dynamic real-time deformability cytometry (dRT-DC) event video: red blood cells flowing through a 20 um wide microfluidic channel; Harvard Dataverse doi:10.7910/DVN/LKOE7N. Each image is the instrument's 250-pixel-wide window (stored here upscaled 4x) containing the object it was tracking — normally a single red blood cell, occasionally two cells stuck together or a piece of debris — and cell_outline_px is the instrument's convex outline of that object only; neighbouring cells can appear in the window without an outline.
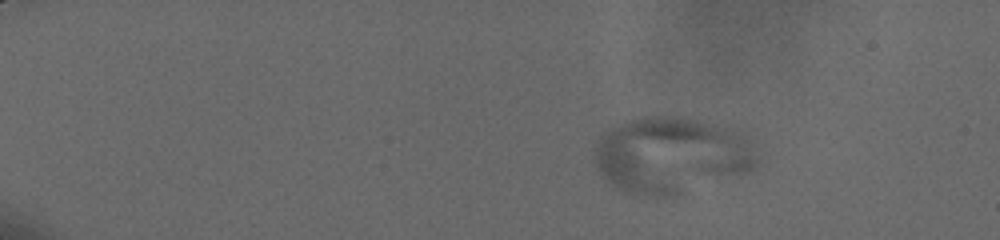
{"species": "human", "species_latin": "Homo sapiens", "temperature_condition": "cold", "stored_images_in_passage": 61, "camera_frame_rate_fps": 3000, "um_per_image_px": 0.085, "donor": {"sex": "male"}, "frame": {"image": 1, "passage_image": 12, "time_ms": 3.667, "image_size_px": [1000, 240], "cell_outline_px": [[756, 164], [748, 172], [680, 192], [664, 196], [656, 196], [628, 192], [616, 188], [600, 172], [596, 164], [596, 148], [604, 136], [612, 128], [624, 120], [644, 116], [672, 116], [696, 120], [712, 124], [740, 132], [752, 140], [756, 156]], "centroid_in_image_um": [57.08, 13.16], "position_along_channel_um": 27.9, "area_um2": 70.63}}